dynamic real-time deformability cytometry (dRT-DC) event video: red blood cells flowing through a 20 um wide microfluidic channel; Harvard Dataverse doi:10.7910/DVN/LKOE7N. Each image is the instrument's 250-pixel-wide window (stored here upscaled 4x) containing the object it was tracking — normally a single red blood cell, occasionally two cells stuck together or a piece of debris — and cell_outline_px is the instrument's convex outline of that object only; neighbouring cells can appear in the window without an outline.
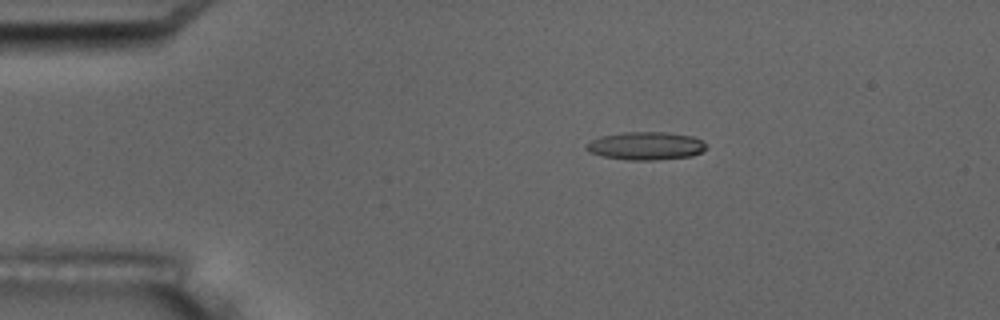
{"species": "common noctule bat (a hibernating species)", "species_latin": "Nyctalus noctula", "temperature_condition": "room temperature", "stored_images_in_passage": 8, "camera_frame_rate_fps": 3000, "um_per_image_px": 0.085, "animal": {"sex": "male", "body_mass_g": 17.5, "forearm_length_mm": 52.3}, "frame": {"image": 1, "passage_image": 4, "time_ms": 3.333, "image_size_px": [1000, 320], "cell_outline_px": [[708, 148], [692, 156], [656, 160], [628, 160], [604, 156], [588, 152], [584, 148], [584, 144], [600, 136], [624, 132], [668, 132], [692, 136], [704, 140], [708, 144]], "centroid_in_image_um": [54.92, 12.39], "position_along_channel_um": 30.1, "area_um2": 19.88}}
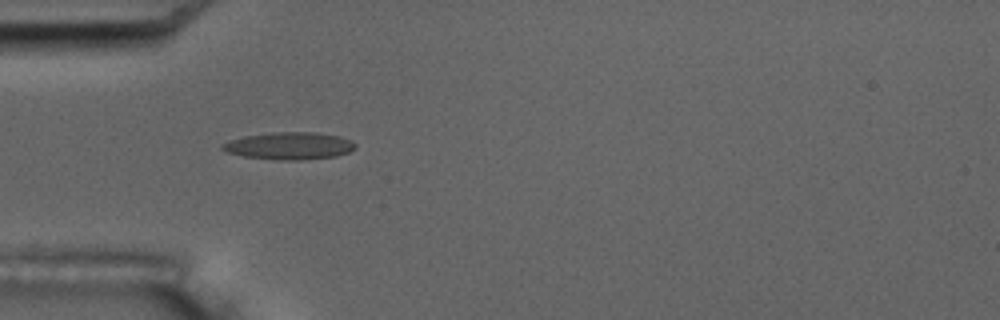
{"frame": {"image": 2, "passage_image": 6, "time_ms": 5.667, "image_size_px": [1000, 320], "cell_outline_px": [[356, 148], [348, 152], [336, 156], [300, 160], [280, 160], [244, 156], [228, 152], [220, 148], [220, 144], [228, 140], [244, 136], [272, 132], [316, 132], [340, 136], [352, 140], [356, 144]], "centroid_in_image_um": [24.6, 12.39], "position_along_channel_um": 60.4, "area_um2": 21.27}}